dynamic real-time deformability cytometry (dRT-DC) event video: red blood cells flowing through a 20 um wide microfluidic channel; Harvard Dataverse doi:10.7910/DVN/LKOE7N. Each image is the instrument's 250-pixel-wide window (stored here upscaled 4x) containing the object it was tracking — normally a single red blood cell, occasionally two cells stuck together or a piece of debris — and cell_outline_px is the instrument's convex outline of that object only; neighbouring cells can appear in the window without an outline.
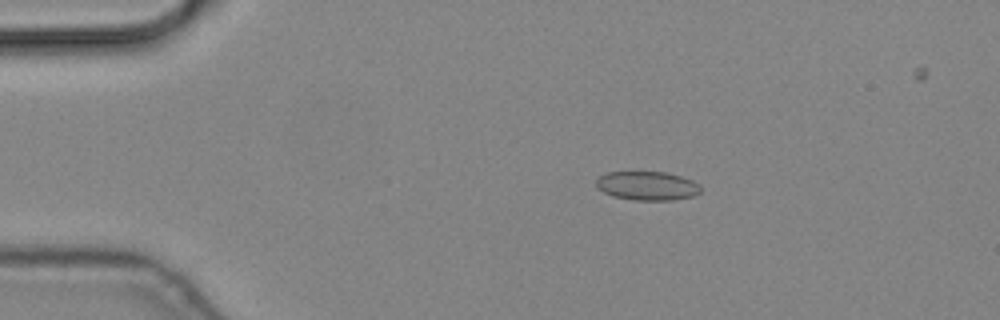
{"species": "common noctule bat (a hibernating species)", "species_latin": "Nyctalus noctula", "temperature_condition": "cold", "stored_images_in_passage": 6, "camera_frame_rate_fps": 3000, "um_per_image_px": 0.085, "animal": {"sex": "male", "body_mass_g": 19.2, "forearm_length_mm": 51.8}, "frame": {"image": 1, "passage_image": 3, "time_ms": 0.667, "image_size_px": [1000, 320], "cell_outline_px": [[700, 192], [692, 196], [672, 200], [632, 200], [612, 196], [604, 192], [596, 184], [596, 180], [600, 176], [608, 172], [668, 172], [692, 180], [700, 184]], "centroid_in_image_um": [55.03, 15.79], "position_along_channel_um": 30.0, "area_um2": 17.51}}
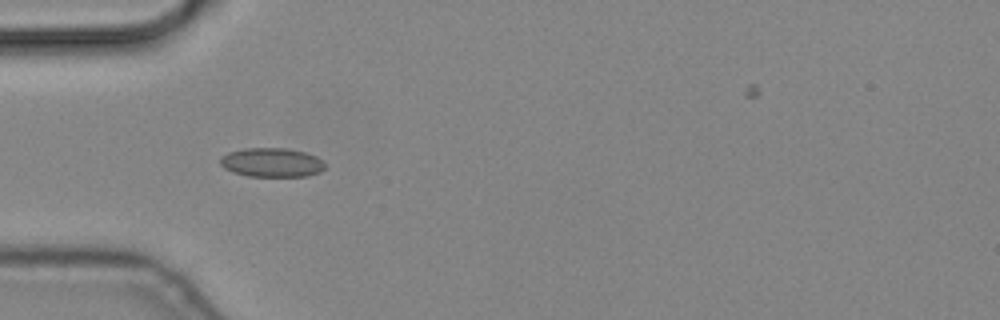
{"frame": {"image": 2, "passage_image": 5, "time_ms": 1.333, "image_size_px": [1000, 320], "cell_outline_px": [[324, 168], [320, 172], [304, 176], [248, 176], [232, 172], [224, 168], [220, 164], [220, 156], [228, 152], [244, 148], [288, 148], [304, 152], [316, 156], [324, 164]], "centroid_in_image_um": [23.05, 13.8], "position_along_channel_um": 62.0, "area_um2": 17.74}}
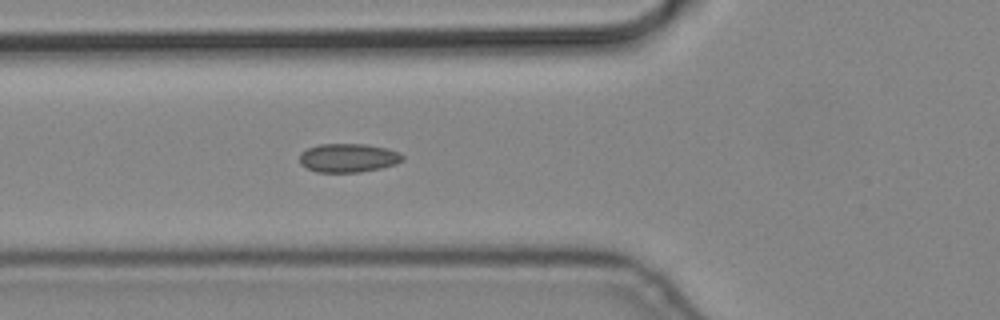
{"frame": {"image": 3, "passage_image": 6, "time_ms": 1.667, "image_size_px": [1000, 320], "cell_outline_px": [[404, 160], [396, 164], [380, 168], [360, 172], [316, 172], [300, 164], [300, 152], [308, 148], [320, 144], [364, 144], [388, 148], [400, 152], [404, 156]], "centroid_in_image_um": [29.62, 13.42], "position_along_channel_um": 96.2, "area_um2": 17.34}}